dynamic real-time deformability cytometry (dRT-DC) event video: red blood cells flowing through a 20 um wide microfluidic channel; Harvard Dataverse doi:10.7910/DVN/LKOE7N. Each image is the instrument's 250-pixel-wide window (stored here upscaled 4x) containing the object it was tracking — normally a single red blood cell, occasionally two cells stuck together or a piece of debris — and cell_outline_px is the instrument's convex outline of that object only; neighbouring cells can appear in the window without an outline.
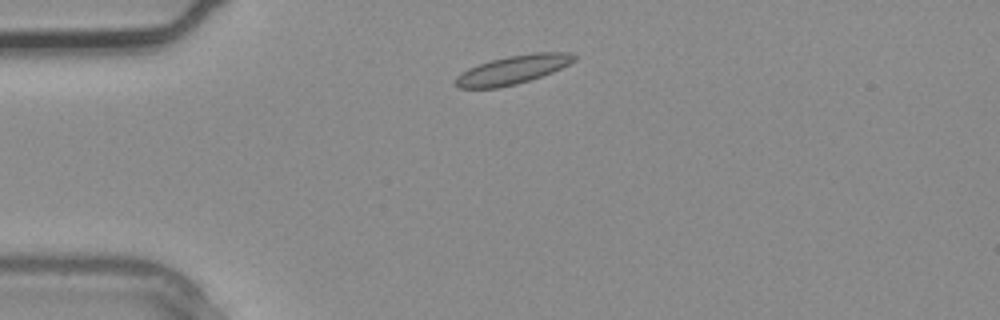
{"species": "common noctule bat (a hibernating species)", "species_latin": "Nyctalus noctula", "temperature_condition": "warm", "stored_images_in_passage": 1, "camera_frame_rate_fps": 3000, "um_per_image_px": 0.085, "animal": {"sex": "male", "body_mass_g": 20.4}, "frame": {"image": 1, "passage_image": 1, "time_ms": 0.0, "image_size_px": [1000, 320], "cell_outline_px": [[576, 60], [552, 72], [516, 84], [500, 88], [460, 88], [456, 84], [456, 76], [460, 72], [476, 64], [508, 56], [532, 52], [568, 52], [576, 56]], "centroid_in_image_um": [43.56, 5.92], "position_along_channel_um": 41.4, "area_um2": 19.71}}